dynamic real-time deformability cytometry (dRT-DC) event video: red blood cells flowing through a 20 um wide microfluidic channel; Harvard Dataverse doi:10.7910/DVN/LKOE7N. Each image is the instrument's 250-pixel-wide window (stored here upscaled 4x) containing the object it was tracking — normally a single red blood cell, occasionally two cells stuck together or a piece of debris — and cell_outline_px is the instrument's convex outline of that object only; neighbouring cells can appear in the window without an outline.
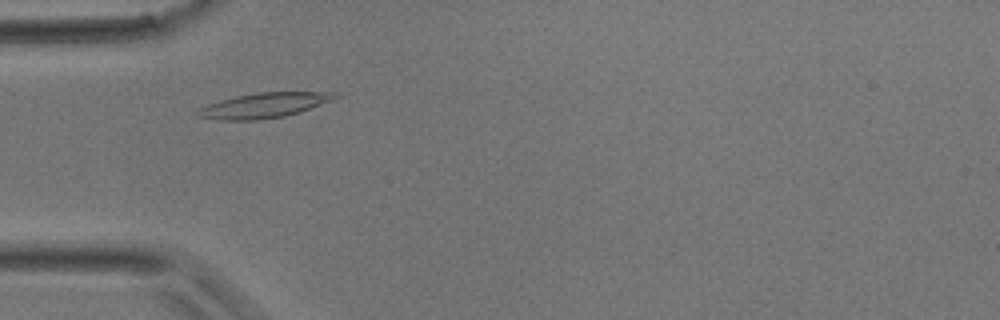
{"species": "common noctule bat (a hibernating species)", "species_latin": "Nyctalus noctula", "temperature_condition": "room temperature", "stored_images_in_passage": 34, "camera_frame_rate_fps": 3000, "um_per_image_px": 0.085, "animal": {"sex": "male", "body_mass_g": 17.9}, "frame": {"image": 1, "passage_image": 6, "time_ms": 1.667, "image_size_px": [1000, 320], "cell_outline_px": [[340, 96], [332, 100], [300, 112], [284, 116], [260, 120], [220, 120], [196, 116], [196, 112], [200, 108], [208, 104], [220, 100], [236, 96], [256, 92], [336, 92]], "centroid_in_image_um": [22.44, 8.95], "position_along_channel_um": 62.6, "area_um2": 20.0}}
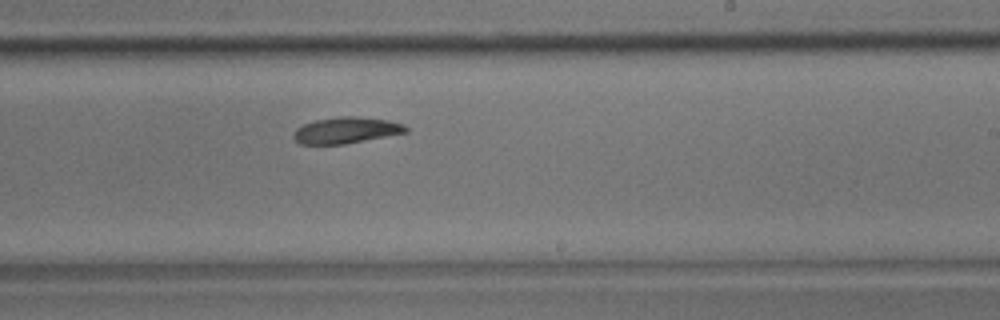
{"frame": {"image": 2, "passage_image": 18, "time_ms": 5.667, "image_size_px": [1000, 320], "cell_outline_px": [[408, 132], [344, 144], [300, 144], [292, 136], [296, 128], [304, 124], [316, 120], [336, 116], [356, 116], [388, 120], [404, 124], [408, 128]], "centroid_in_image_um": [29.42, 11.06], "position_along_channel_um": 259.6, "area_um2": 17.17}}
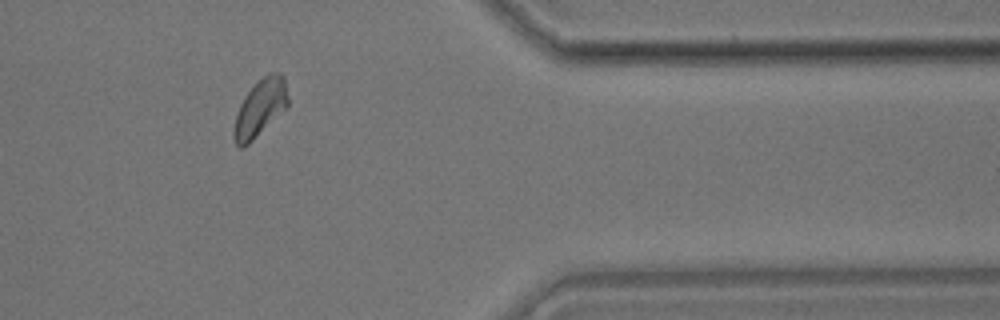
{"frame": {"image": 3, "passage_image": 27, "time_ms": 8.667, "image_size_px": [1000, 320], "cell_outline_px": [[288, 104], [244, 148], [240, 148], [236, 144], [232, 136], [232, 132], [236, 116], [240, 104], [244, 96], [268, 72], [280, 72], [284, 80], [288, 96]], "centroid_in_image_um": [22.07, 9.18], "position_along_channel_um": 389.3, "area_um2": 17.4}}